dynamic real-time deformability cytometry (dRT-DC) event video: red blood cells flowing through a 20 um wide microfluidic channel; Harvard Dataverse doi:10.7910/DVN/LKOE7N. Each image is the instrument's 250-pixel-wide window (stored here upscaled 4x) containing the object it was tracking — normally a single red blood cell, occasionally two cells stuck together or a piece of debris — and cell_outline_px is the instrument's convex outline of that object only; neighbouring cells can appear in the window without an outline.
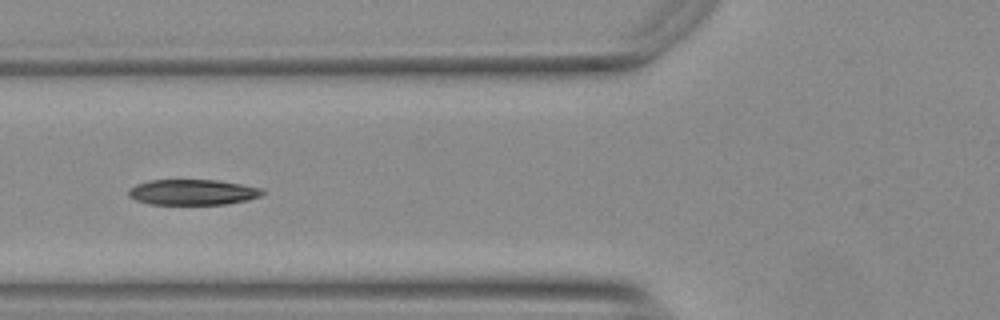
{"species": "Egyptian fruit bat (a non-hibernating species)", "species_latin": "Rousettus aegyptiacus", "temperature_condition": "warm", "stored_images_in_passage": 27, "camera_frame_rate_fps": 3000, "um_per_image_px": 0.085, "animal": {"sex": "female"}, "frame": {"image": 1, "passage_image": 8, "time_ms": 2.333, "image_size_px": [1000, 320], "cell_outline_px": [[264, 192], [260, 196], [248, 200], [224, 204], [148, 204], [136, 200], [128, 196], [128, 188], [136, 184], [148, 180], [216, 180], [264, 188]], "centroid_in_image_um": [16.35, 16.33], "position_along_channel_um": 109.4, "area_um2": 20.0}}